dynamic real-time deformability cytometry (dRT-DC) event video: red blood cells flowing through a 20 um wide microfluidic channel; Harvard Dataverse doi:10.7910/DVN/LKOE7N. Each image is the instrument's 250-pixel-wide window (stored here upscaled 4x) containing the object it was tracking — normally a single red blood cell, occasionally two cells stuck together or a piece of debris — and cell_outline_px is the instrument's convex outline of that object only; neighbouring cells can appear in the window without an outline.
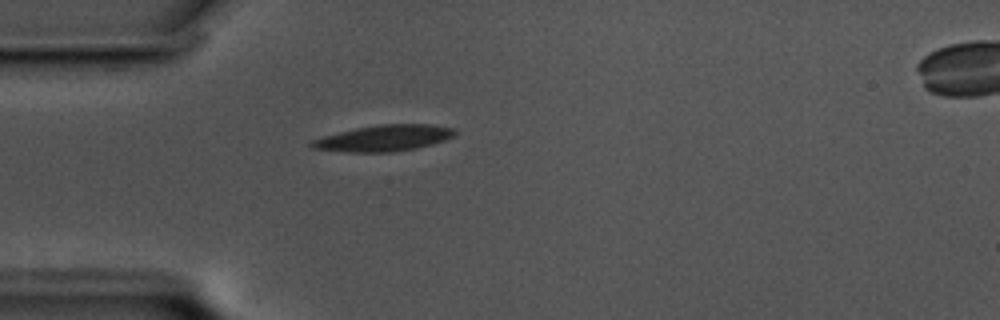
{"species": "common noctule bat (a hibernating species)", "species_latin": "Nyctalus noctula", "temperature_condition": "cold", "stored_images_in_passage": 43, "camera_frame_rate_fps": 3000, "um_per_image_px": 0.085, "animal": {"sex": "male", "body_mass_g": 17.5, "forearm_length_mm": 52.3}, "frame": {"image": 1, "passage_image": 1, "time_ms": 0.0, "image_size_px": [1000, 320], "cell_outline_px": [[456, 132], [452, 136], [444, 140], [432, 144], [416, 148], [392, 152], [352, 152], [312, 148], [308, 144], [312, 140], [324, 136], [356, 128], [380, 124], [428, 124], [456, 128]], "centroid_in_image_um": [32.65, 11.74], "position_along_channel_um": 52.4, "area_um2": 21.62}}
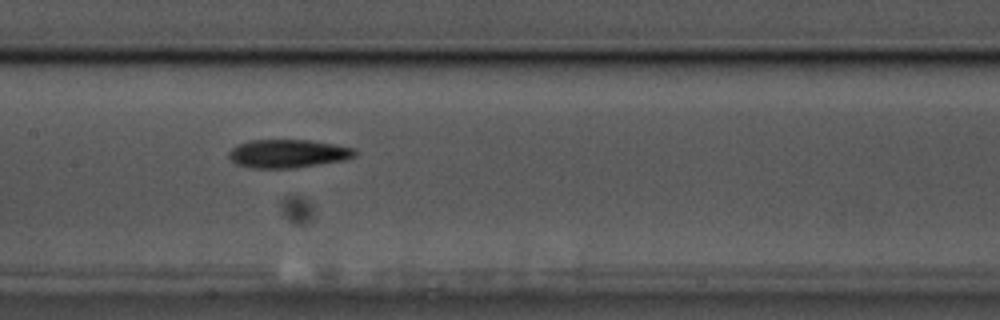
{"frame": {"image": 2, "passage_image": 13, "time_ms": 4.0, "image_size_px": [1000, 320], "cell_outline_px": [[360, 152], [356, 156], [344, 160], [296, 168], [248, 168], [236, 164], [228, 156], [228, 152], [236, 144], [248, 140], [312, 140], [336, 144], [356, 148]], "centroid_in_image_um": [24.5, 13.05], "position_along_channel_um": 182.9, "area_um2": 21.27}}
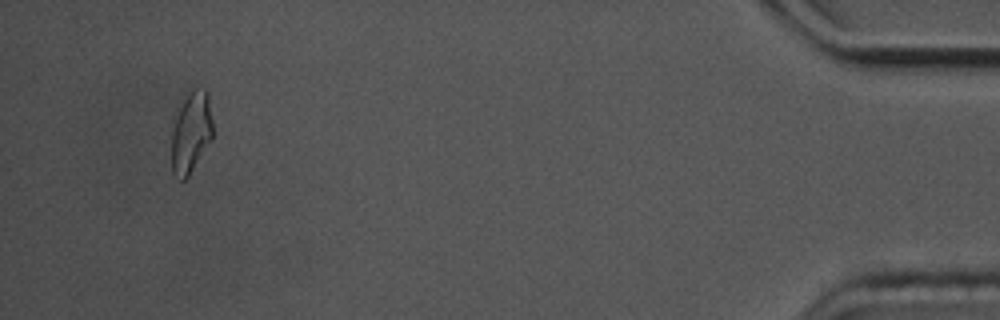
{"frame": {"image": 3, "passage_image": 40, "time_ms": 13.0, "image_size_px": [1000, 320], "cell_outline_px": [[212, 140], [188, 176], [184, 180], [180, 180], [172, 172], [172, 128], [176, 116], [184, 100], [196, 88], [204, 88], [208, 92], [212, 120]], "centroid_in_image_um": [16.25, 11.28], "position_along_channel_um": 418.9, "area_um2": 19.25}, "authors_computed_cell_mechanics": {"area_um2": 19.9988, "velocity_mm_per_s": 3.4665, "shape_relaxation_time_tau1_ms": null, "shape_relaxation_time_tau2_ms": 6.1724, "deformation_change_tau1": null, "deformation_change_tau2": 0.1621}}